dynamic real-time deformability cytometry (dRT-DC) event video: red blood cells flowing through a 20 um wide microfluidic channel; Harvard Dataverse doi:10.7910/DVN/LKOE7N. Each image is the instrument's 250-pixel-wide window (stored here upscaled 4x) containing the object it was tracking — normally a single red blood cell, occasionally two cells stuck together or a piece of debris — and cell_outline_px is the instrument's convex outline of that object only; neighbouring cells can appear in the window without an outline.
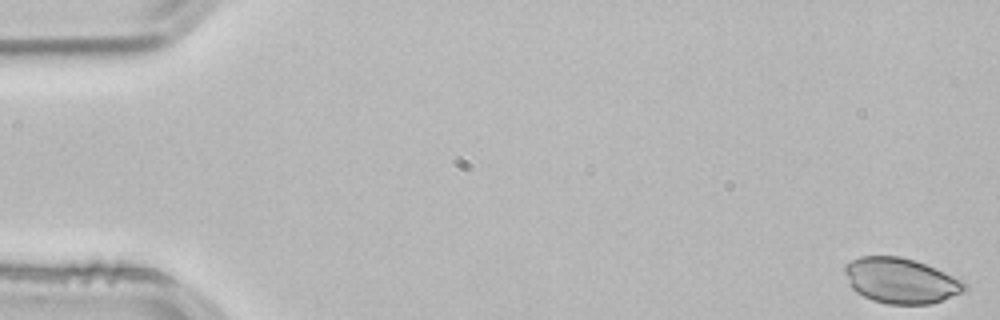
{"species": "common noctule bat (a hibernating species)", "species_latin": "Nyctalus noctula", "temperature_condition": "room temperature", "stored_images_in_passage": 53, "camera_frame_rate_fps": 3000, "um_per_image_px": 0.085, "animal": {"sex": "male", "body_mass_g": 21.5, "forearm_length_mm": 52.0}, "frame": {"image": 1, "passage_image": 1, "time_ms": 0.0, "image_size_px": [1000, 320], "cell_outline_px": [[968, 288], [960, 292], [932, 304], [888, 304], [872, 300], [856, 292], [848, 284], [844, 272], [844, 264], [860, 256], [900, 256], [916, 260], [936, 268], [964, 280], [968, 284]], "centroid_in_image_um": [76.56, 23.84], "position_along_channel_um": 8.4, "area_um2": 31.91}}
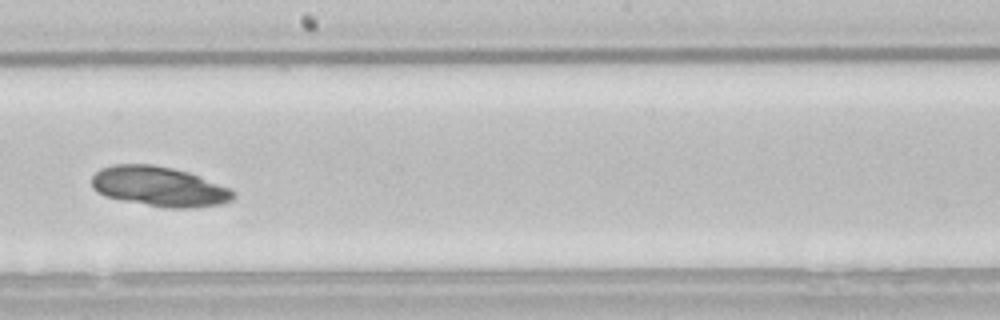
{"frame": {"image": 2, "passage_image": 30, "time_ms": 9.667, "image_size_px": [1000, 320], "cell_outline_px": [[236, 196], [232, 200], [220, 204], [196, 208], [168, 208], [124, 200], [104, 196], [96, 192], [92, 188], [92, 176], [100, 168], [116, 164], [152, 164], [172, 168], [188, 172], [232, 188], [236, 192]], "centroid_in_image_um": [13.56, 15.85], "position_along_channel_um": 234.6, "area_um2": 33.06}}
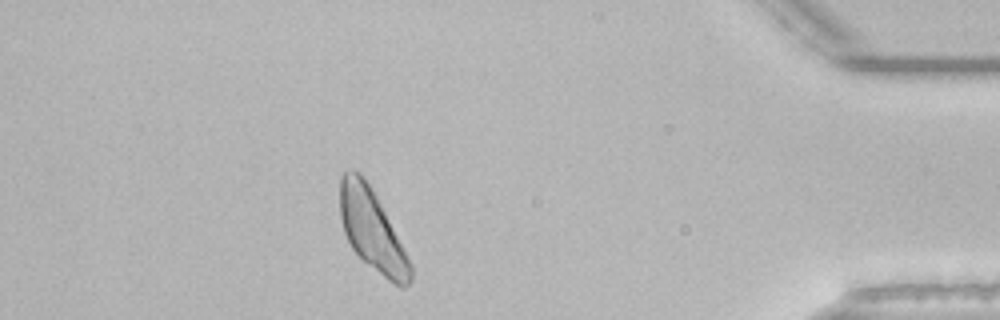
{"frame": {"image": 3, "passage_image": 47, "time_ms": 15.333, "image_size_px": [1000, 320], "cell_outline_px": [[412, 280], [404, 288], [400, 288], [388, 280], [368, 264], [352, 248], [344, 232], [340, 216], [340, 176], [344, 172], [352, 168], [360, 172], [372, 188], [412, 264]], "centroid_in_image_um": [31.62, 19.55], "position_along_channel_um": 403.6, "area_um2": 33.0}}